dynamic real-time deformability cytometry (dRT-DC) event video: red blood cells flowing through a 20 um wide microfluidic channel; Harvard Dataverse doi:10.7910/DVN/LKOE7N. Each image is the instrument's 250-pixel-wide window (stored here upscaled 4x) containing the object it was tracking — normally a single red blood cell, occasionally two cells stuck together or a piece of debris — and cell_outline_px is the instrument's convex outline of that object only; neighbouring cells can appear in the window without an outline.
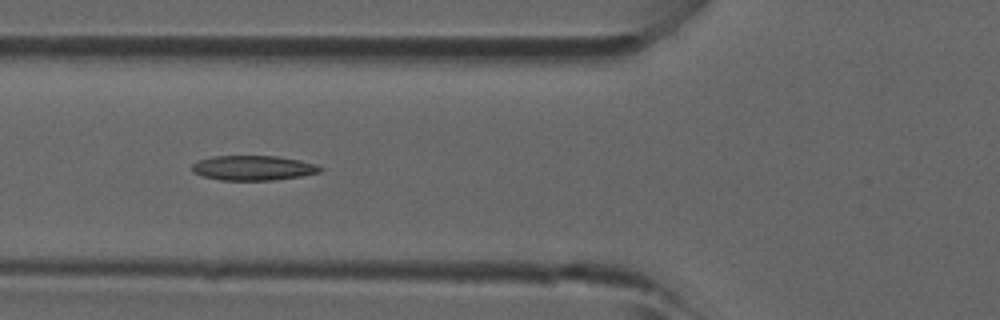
{"species": "common noctule bat (a hibernating species)", "species_latin": "Nyctalus noctula", "temperature_condition": "room temperature", "stored_images_in_passage": 28, "camera_frame_rate_fps": 3000, "um_per_image_px": 0.085, "animal": {"sex": "male", "forearm_length_mm": 52.5}, "frame": {"image": 1, "passage_image": 5, "time_ms": 1.333, "image_size_px": [1000, 320], "cell_outline_px": [[324, 168], [320, 172], [300, 176], [272, 180], [220, 180], [204, 176], [192, 172], [192, 164], [196, 160], [212, 156], [276, 156], [300, 160], [316, 164]], "centroid_in_image_um": [21.5, 14.27], "position_along_channel_um": 104.3, "area_um2": 18.55}}
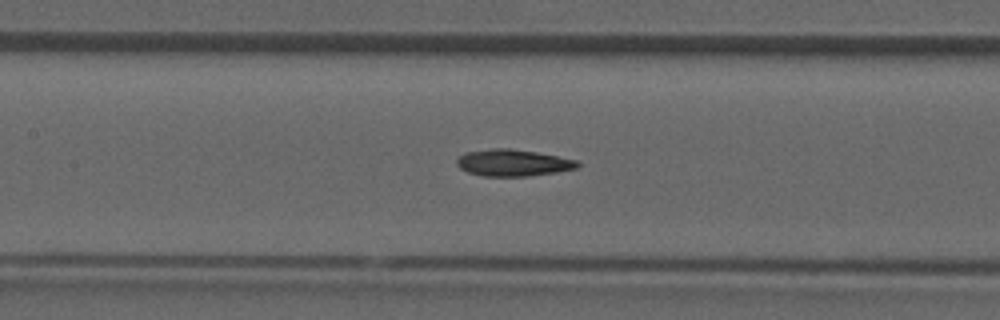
{"frame": {"image": 2, "passage_image": 9, "time_ms": 2.667, "image_size_px": [1000, 320], "cell_outline_px": [[580, 164], [576, 168], [556, 172], [528, 176], [480, 176], [468, 172], [460, 168], [456, 164], [456, 160], [460, 156], [468, 152], [492, 148], [508, 148], [536, 152], [576, 160]], "centroid_in_image_um": [43.57, 13.84], "position_along_channel_um": 163.8, "area_um2": 18.61}}